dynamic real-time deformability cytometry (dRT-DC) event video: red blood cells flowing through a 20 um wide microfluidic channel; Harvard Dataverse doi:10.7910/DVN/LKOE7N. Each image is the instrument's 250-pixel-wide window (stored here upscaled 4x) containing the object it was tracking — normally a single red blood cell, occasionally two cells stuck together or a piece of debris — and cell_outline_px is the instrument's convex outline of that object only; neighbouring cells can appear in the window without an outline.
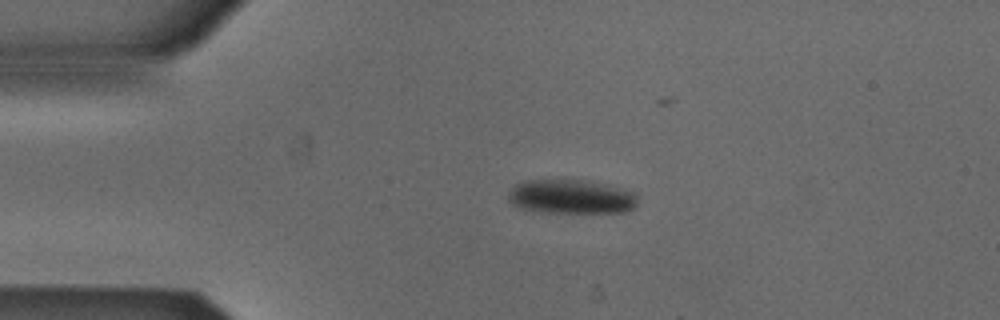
{"species": "Egyptian fruit bat (a non-hibernating species)", "species_latin": "Rousettus aegyptiacus", "temperature_condition": "cold", "stored_images_in_passage": 3, "camera_frame_rate_fps": 3000, "um_per_image_px": 0.085, "animal": {"sex": "male"}, "frame": {"image": 1, "passage_image": 3, "time_ms": 0.667, "image_size_px": [1000, 320], "cell_outline_px": [[636, 204], [632, 208], [624, 212], [544, 212], [520, 208], [512, 204], [508, 200], [508, 196], [516, 184], [528, 180], [580, 180], [604, 184], [636, 192]], "centroid_in_image_um": [48.54, 16.72], "position_along_channel_um": 36.5, "area_um2": 25.37}}